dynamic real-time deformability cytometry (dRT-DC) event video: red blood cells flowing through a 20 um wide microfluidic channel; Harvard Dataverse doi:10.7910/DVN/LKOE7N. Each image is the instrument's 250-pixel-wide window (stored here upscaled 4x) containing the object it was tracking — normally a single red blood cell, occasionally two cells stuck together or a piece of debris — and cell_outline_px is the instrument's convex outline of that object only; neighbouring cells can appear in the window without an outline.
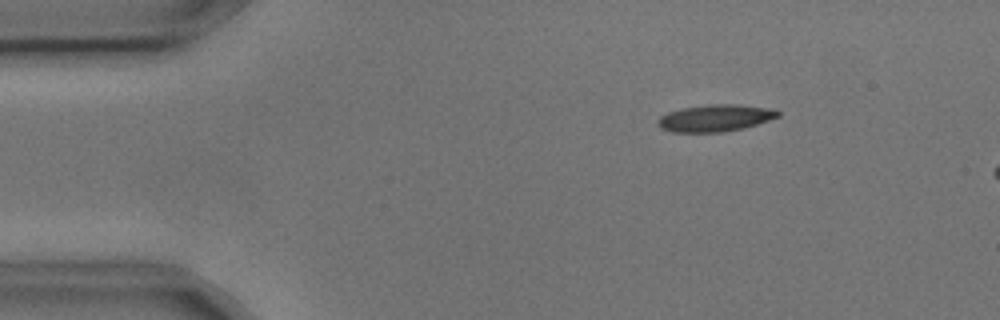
{"species": "common noctule bat (a hibernating species)", "species_latin": "Nyctalus noctula", "temperature_condition": "cold", "stored_images_in_passage": 3, "camera_frame_rate_fps": 3000, "um_per_image_px": 0.085, "animal": {"sex": "male", "body_mass_g": 17.9, "forearm_length_mm": 54.2}, "frame": {"image": 1, "passage_image": 1, "time_ms": 0.0, "image_size_px": [1000, 320], "cell_outline_px": [[780, 116], [744, 128], [724, 132], [672, 132], [660, 128], [656, 124], [656, 120], [660, 116], [668, 112], [684, 108], [708, 104], [736, 104], [768, 108], [780, 112]], "centroid_in_image_um": [60.75, 10.04], "position_along_channel_um": 24.3, "area_um2": 18.84}}